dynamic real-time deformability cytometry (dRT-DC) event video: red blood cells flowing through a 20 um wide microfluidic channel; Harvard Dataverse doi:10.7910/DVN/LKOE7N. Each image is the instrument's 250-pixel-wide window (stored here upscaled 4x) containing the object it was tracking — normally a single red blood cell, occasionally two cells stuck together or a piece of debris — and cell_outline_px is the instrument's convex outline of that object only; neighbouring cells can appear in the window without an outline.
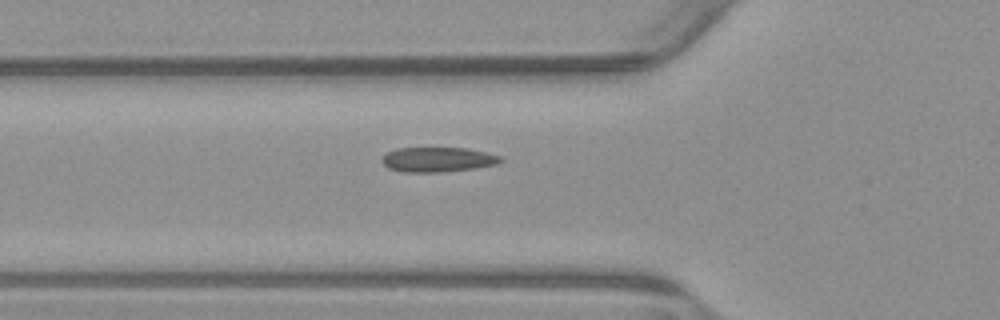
{"species": "common noctule bat (a hibernating species)", "species_latin": "Nyctalus noctula", "temperature_condition": "warm", "stored_images_in_passage": 37, "camera_frame_rate_fps": 3000, "um_per_image_px": 0.085, "animal": {"sex": "male", "body_mass_g": 23.1, "forearm_length_mm": 52.7}, "frame": {"image": 1, "passage_image": 2, "time_ms": 0.333, "image_size_px": [1000, 320], "cell_outline_px": [[504, 160], [496, 164], [476, 168], [436, 172], [400, 172], [388, 168], [380, 160], [388, 152], [396, 148], [468, 148], [500, 156]], "centroid_in_image_um": [37.19, 13.56], "position_along_channel_um": 88.6, "area_um2": 17.05}}
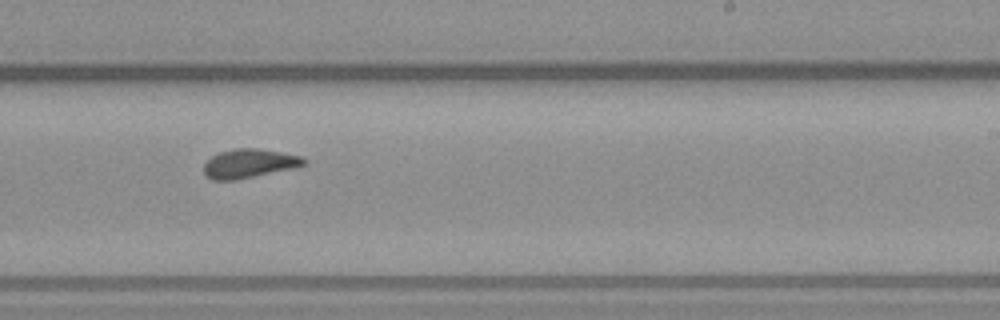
{"frame": {"image": 2, "passage_image": 16, "time_ms": 5.0, "image_size_px": [1000, 320], "cell_outline_px": [[308, 160], [304, 164], [292, 168], [236, 180], [212, 180], [204, 172], [204, 164], [212, 156], [220, 152], [236, 148], [256, 148], [280, 152], [300, 156]], "centroid_in_image_um": [21.16, 13.89], "position_along_channel_um": 267.8, "area_um2": 16.59}}
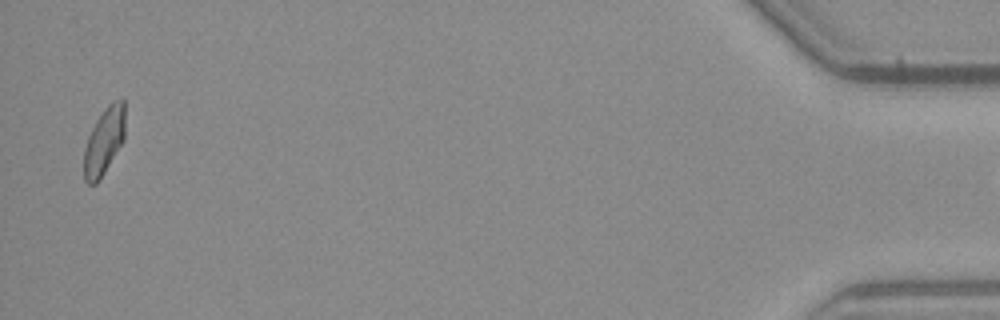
{"frame": {"image": 3, "passage_image": 36, "time_ms": 11.667, "image_size_px": [1000, 320], "cell_outline_px": [[124, 140], [104, 172], [96, 184], [88, 184], [84, 180], [84, 148], [88, 136], [96, 120], [104, 108], [112, 100], [124, 100]], "centroid_in_image_um": [8.83, 11.99], "position_along_channel_um": 426.4, "area_um2": 15.95}}